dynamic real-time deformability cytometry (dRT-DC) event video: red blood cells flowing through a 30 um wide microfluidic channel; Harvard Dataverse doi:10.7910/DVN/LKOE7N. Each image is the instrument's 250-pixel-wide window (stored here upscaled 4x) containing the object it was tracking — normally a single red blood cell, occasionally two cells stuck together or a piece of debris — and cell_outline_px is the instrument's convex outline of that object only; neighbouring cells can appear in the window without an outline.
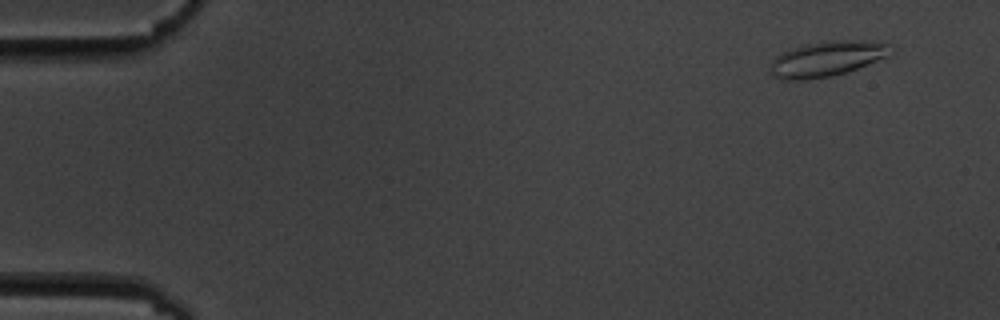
{"species": "common noctule bat (a hibernating species)", "species_latin": "Nyctalus noctula", "temperature_condition": "cold", "stored_images_in_passage": 5, "camera_frame_rate_fps": 3000, "um_per_image_px": 0.085, "animal": {"sex": "male", "body_mass_g": 19.5, "forearm_length_mm": 54.6}, "frame": {"image": 1, "passage_image": 1, "time_ms": 0.0, "image_size_px": [1000, 320], "cell_outline_px": [[892, 56], [848, 72], [832, 76], [804, 80], [788, 80], [776, 76], [768, 68], [772, 60], [780, 52], [788, 48], [804, 44], [824, 40], [864, 40], [892, 44]], "centroid_in_image_um": [70.34, 4.97], "position_along_channel_um": 14.7, "area_um2": 25.43}}
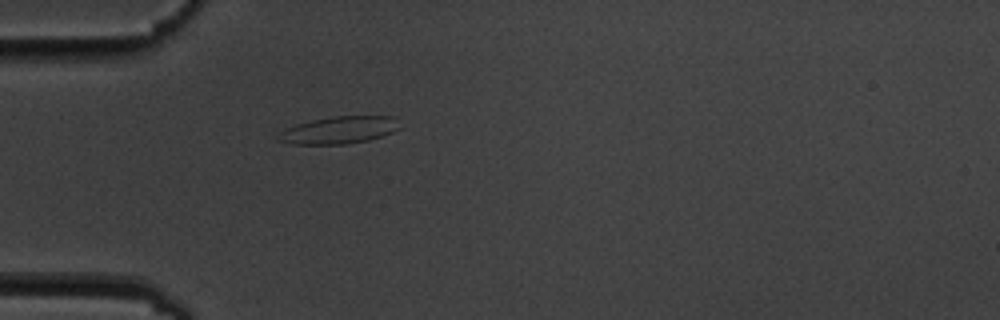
{"frame": {"image": 2, "passage_image": 5, "time_ms": 4.333, "image_size_px": [1000, 320], "cell_outline_px": [[400, 128], [392, 132], [368, 140], [344, 144], [292, 144], [276, 140], [276, 136], [280, 132], [296, 124], [312, 120], [332, 116], [396, 116]], "centroid_in_image_um": [28.81, 11.05], "position_along_channel_um": 56.2, "area_um2": 19.25}}